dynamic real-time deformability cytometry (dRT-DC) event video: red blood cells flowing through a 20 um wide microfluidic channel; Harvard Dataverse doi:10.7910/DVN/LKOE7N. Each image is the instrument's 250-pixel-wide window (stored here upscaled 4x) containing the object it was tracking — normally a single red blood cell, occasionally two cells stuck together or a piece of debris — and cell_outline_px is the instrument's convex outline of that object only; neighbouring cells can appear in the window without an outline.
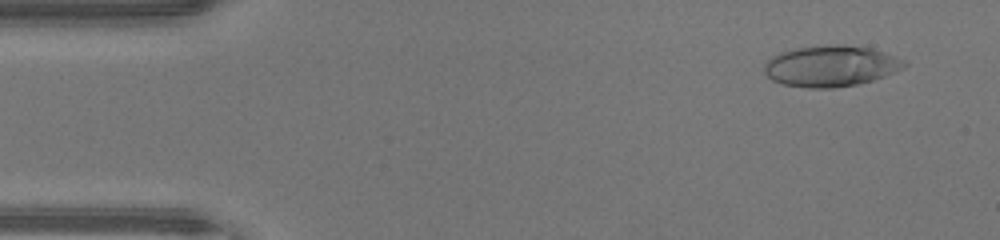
{"species": "human", "species_latin": "Homo sapiens", "temperature_condition": "warm", "stored_images_in_passage": 46, "camera_frame_rate_fps": 3000, "um_per_image_px": 0.085, "donor": {"sex": "male"}, "frame": {"image": 1, "passage_image": 3, "time_ms": 0.667, "image_size_px": [1000, 240], "cell_outline_px": [[908, 64], [904, 68], [884, 76], [872, 80], [856, 84], [832, 88], [808, 88], [784, 84], [772, 80], [764, 72], [764, 64], [772, 56], [780, 52], [796, 48], [828, 44], [844, 44], [868, 48], [908, 60]], "centroid_in_image_um": [70.62, 5.6], "position_along_channel_um": 14.4, "area_um2": 33.47}}
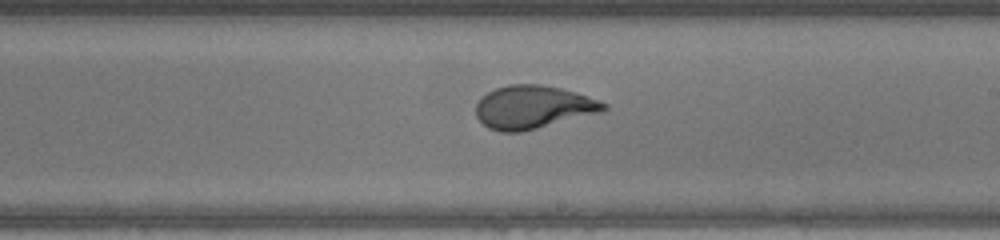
{"frame": {"image": 2, "passage_image": 26, "time_ms": 8.333, "image_size_px": [1000, 240], "cell_outline_px": [[608, 108], [600, 112], [520, 132], [500, 132], [488, 128], [476, 116], [476, 104], [488, 92], [496, 88], [508, 84], [540, 84], [560, 88], [576, 92], [588, 96], [608, 104]], "centroid_in_image_um": [45.3, 9.1], "position_along_channel_um": 243.7, "area_um2": 31.79}}
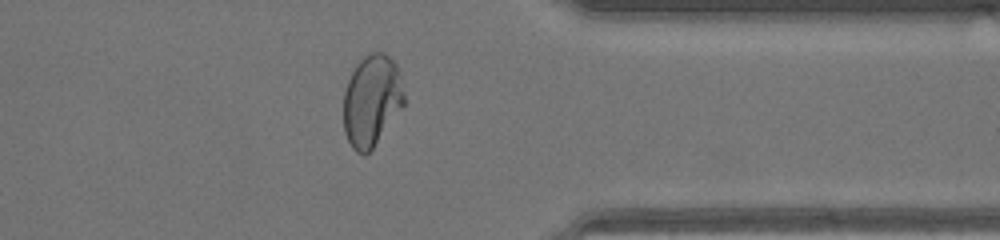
{"frame": {"image": 3, "passage_image": 36, "time_ms": 11.667, "image_size_px": [1000, 240], "cell_outline_px": [[404, 104], [372, 148], [364, 156], [356, 152], [352, 148], [344, 132], [344, 92], [348, 80], [356, 64], [364, 56], [372, 52], [384, 52], [396, 64], [404, 92]], "centroid_in_image_um": [31.57, 8.54], "position_along_channel_um": 379.8, "area_um2": 31.96}, "authors_computed_cell_mechanics": {"area_um2": 32.3969, "velocity_mm_per_s": 4.4044, "shape_relaxation_time_tau1_ms": 5.9937, "shape_relaxation_time_tau2_ms": null, "deformation_change_tau1": 0.2956, "deformation_change_tau2": null}}